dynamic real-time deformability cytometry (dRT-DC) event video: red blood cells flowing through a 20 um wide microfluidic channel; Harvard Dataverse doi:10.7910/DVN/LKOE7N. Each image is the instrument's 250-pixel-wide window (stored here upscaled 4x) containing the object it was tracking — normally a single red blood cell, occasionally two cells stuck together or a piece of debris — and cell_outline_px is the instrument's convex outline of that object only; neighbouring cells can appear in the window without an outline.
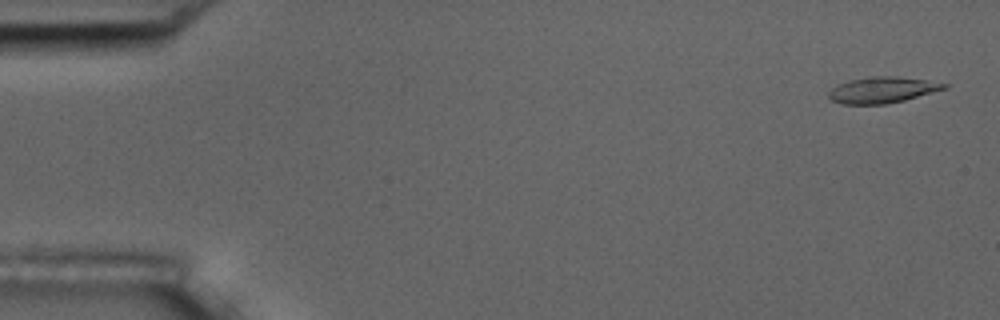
{"species": "common noctule bat (a hibernating species)", "species_latin": "Nyctalus noctula", "temperature_condition": "room temperature", "stored_images_in_passage": 5, "camera_frame_rate_fps": 3000, "um_per_image_px": 0.085, "animal": {"sex": "male", "body_mass_g": 17.5, "forearm_length_mm": 52.3}, "frame": {"image": 1, "passage_image": 1, "time_ms": 0.0, "image_size_px": [1000, 320], "cell_outline_px": [[948, 88], [904, 100], [884, 104], [844, 104], [832, 100], [828, 96], [828, 92], [832, 88], [840, 84], [852, 80], [876, 76], [896, 76], [924, 80], [948, 84]], "centroid_in_image_um": [75.01, 7.65], "position_along_channel_um": 10.0, "area_um2": 17.17}}
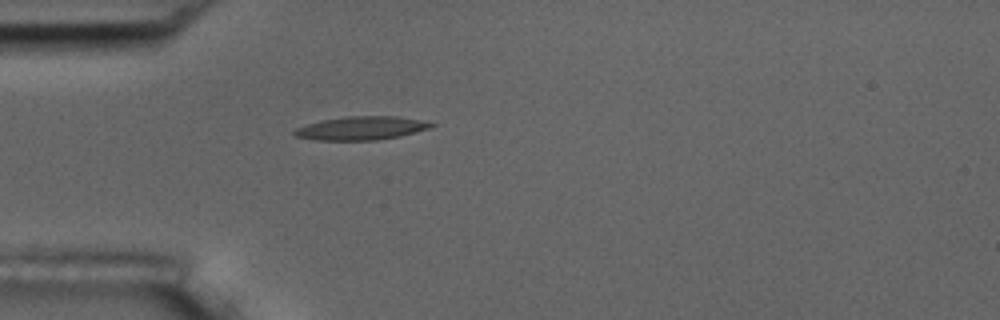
{"frame": {"image": 2, "passage_image": 5, "time_ms": 4.667, "image_size_px": [1000, 320], "cell_outline_px": [[436, 124], [428, 128], [400, 136], [376, 140], [316, 140], [296, 136], [292, 132], [296, 128], [308, 124], [324, 120], [348, 116], [396, 116], [420, 120]], "centroid_in_image_um": [30.69, 10.89], "position_along_channel_um": 54.3, "area_um2": 18.38}}